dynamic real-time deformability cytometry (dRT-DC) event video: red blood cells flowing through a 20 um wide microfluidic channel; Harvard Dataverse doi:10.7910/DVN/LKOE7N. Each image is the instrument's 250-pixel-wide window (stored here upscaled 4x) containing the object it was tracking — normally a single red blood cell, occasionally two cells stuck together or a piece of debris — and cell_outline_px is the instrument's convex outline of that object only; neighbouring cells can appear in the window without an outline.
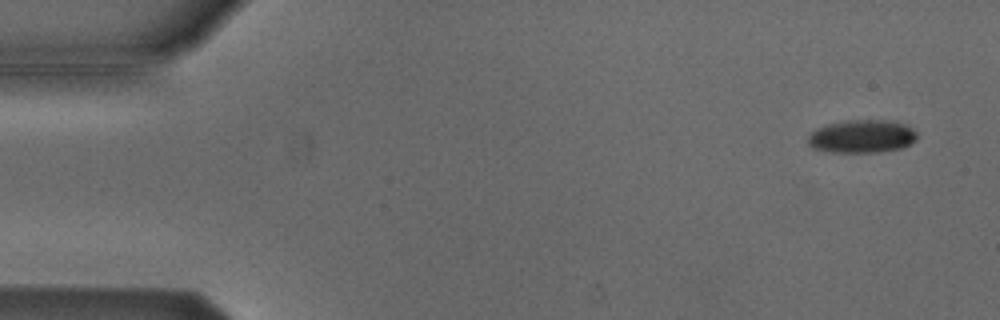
{"species": "Egyptian fruit bat (a non-hibernating species)", "species_latin": "Rousettus aegyptiacus", "temperature_condition": "cold", "stored_images_in_passage": 5, "camera_frame_rate_fps": 3000, "um_per_image_px": 0.085, "animal": {"sex": "male"}, "frame": {"image": 1, "passage_image": 1, "time_ms": 0.0, "image_size_px": [1000, 320], "cell_outline_px": [[916, 140], [900, 148], [876, 152], [832, 152], [812, 148], [808, 144], [808, 136], [816, 128], [828, 124], [844, 120], [884, 120], [904, 124], [912, 128], [916, 132]], "centroid_in_image_um": [73.22, 11.59], "position_along_channel_um": 11.8, "area_um2": 20.87}}